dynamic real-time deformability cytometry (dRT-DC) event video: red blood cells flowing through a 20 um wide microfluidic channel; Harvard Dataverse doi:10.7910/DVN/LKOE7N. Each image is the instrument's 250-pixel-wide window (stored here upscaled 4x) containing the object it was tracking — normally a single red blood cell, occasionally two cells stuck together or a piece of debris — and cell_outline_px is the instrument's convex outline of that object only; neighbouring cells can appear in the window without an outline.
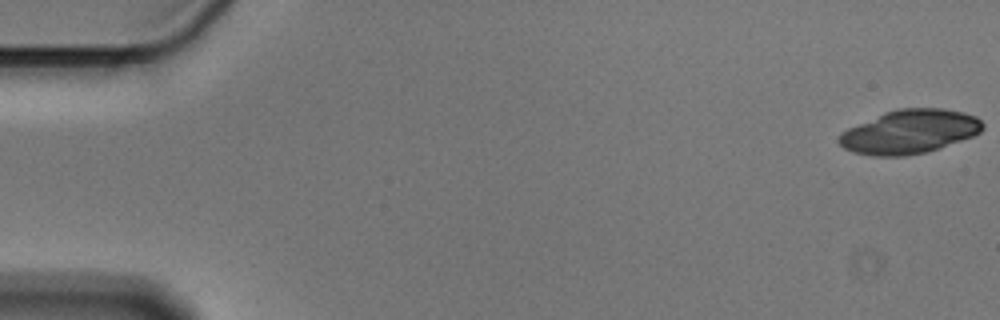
{"species": "Egyptian fruit bat (a non-hibernating species)", "species_latin": "Rousettus aegyptiacus", "temperature_condition": "cold", "stored_images_in_passage": 19, "camera_frame_rate_fps": 3000, "um_per_image_px": 0.085, "animal": {"sex": "male"}, "frame": {"image": 1, "passage_image": 1, "time_ms": 0.0, "image_size_px": [1000, 320], "cell_outline_px": [[984, 128], [980, 132], [972, 136], [940, 148], [924, 152], [904, 156], [872, 156], [856, 152], [844, 148], [836, 140], [840, 132], [848, 128], [884, 112], [900, 108], [944, 108], [964, 112], [976, 116], [984, 124]], "centroid_in_image_um": [77.31, 11.19], "position_along_channel_um": 7.7, "area_um2": 36.7}}